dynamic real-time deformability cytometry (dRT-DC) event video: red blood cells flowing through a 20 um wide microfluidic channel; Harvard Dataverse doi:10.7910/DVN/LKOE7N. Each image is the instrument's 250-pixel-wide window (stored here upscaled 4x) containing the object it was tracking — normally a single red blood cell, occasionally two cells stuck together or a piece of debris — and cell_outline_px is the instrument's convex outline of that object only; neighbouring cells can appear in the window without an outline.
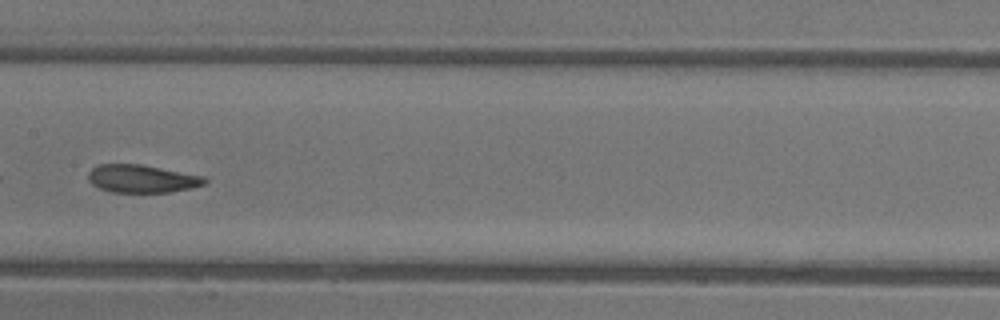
{"species": "common noctule bat (a hibernating species)", "species_latin": "Nyctalus noctula", "temperature_condition": "warm", "stored_images_in_passage": 38, "camera_frame_rate_fps": 3000, "um_per_image_px": 0.085, "animal": {"sex": "female"}, "frame": {"image": 1, "passage_image": 22, "time_ms": 7.0, "image_size_px": [1000, 320], "cell_outline_px": [[208, 180], [204, 184], [192, 188], [168, 192], [112, 192], [100, 188], [92, 184], [88, 180], [88, 172], [92, 168], [100, 164], [140, 164], [204, 176]], "centroid_in_image_um": [12.05, 15.19], "position_along_channel_um": 195.3, "area_um2": 18.84}, "authors_computed_cell_mechanics": {"area_um2": 19.8832, "velocity_mm_per_s": 4.1304, "shape_relaxation_time_tau1_ms": 3.4122, "shape_relaxation_time_tau2_ms": 2.7207, "deformation_change_tau1": 0.1327, "deformation_change_tau2": 0.1112}}